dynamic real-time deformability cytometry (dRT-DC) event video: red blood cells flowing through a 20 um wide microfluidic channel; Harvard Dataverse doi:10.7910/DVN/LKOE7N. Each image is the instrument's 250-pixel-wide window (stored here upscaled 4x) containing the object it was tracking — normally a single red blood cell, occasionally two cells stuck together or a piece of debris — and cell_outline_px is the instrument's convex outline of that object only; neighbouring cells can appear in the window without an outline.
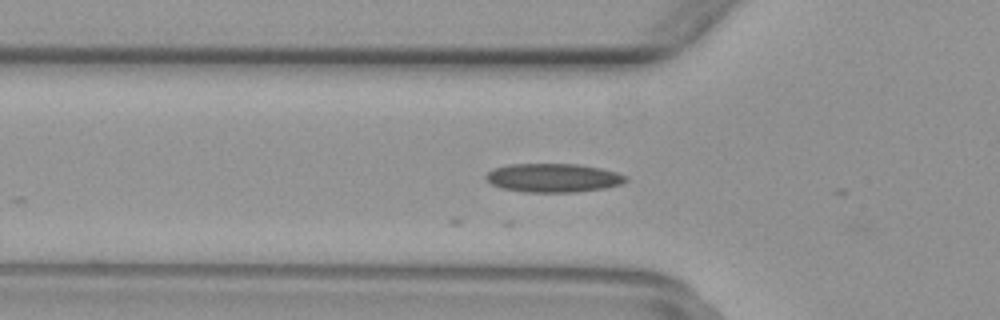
{"species": "common noctule bat (a hibernating species)", "species_latin": "Nyctalus noctula", "temperature_condition": "warm", "stored_images_in_passage": 7, "camera_frame_rate_fps": 3000, "um_per_image_px": 0.085, "animal": {"sex": "female", "body_mass_g": 29.2, "forearm_length_mm": 56.3}, "frame": {"image": 1, "passage_image": 3, "time_ms": 0.667, "image_size_px": [1000, 320], "cell_outline_px": [[628, 180], [620, 184], [604, 188], [572, 192], [524, 192], [500, 188], [484, 180], [484, 176], [492, 168], [508, 164], [576, 164], [600, 168], [616, 172], [628, 176]], "centroid_in_image_um": [46.97, 15.11], "position_along_channel_um": 78.8, "area_um2": 23.52}}
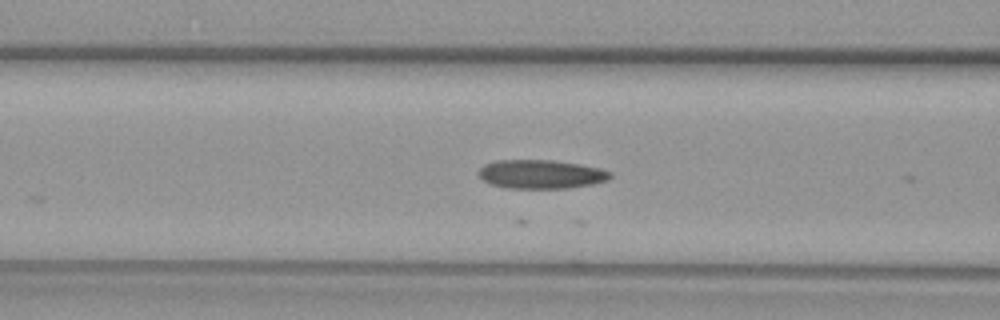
{"frame": {"image": 2, "passage_image": 6, "time_ms": 1.667, "image_size_px": [1000, 320], "cell_outline_px": [[612, 176], [608, 180], [592, 184], [568, 188], [508, 188], [488, 184], [476, 172], [484, 164], [496, 160], [552, 160], [580, 164], [600, 168], [612, 172]], "centroid_in_image_um": [45.97, 14.8], "position_along_channel_um": 120.6, "area_um2": 22.25}}